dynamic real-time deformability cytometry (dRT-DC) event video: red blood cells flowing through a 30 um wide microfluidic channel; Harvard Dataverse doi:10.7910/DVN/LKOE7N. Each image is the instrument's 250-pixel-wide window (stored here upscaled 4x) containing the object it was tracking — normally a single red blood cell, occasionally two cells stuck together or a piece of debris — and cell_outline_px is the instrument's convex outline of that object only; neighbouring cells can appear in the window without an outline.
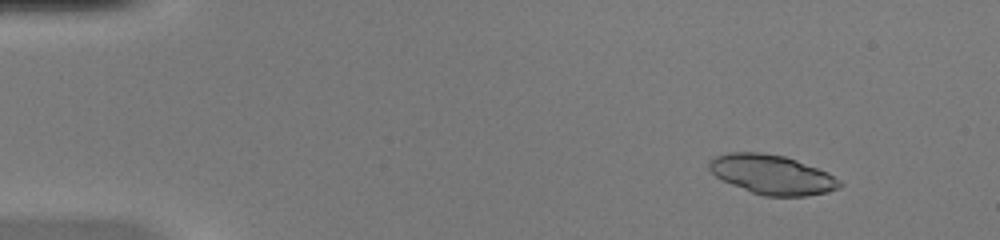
{"species": "common noctule bat (a hibernating species)", "species_latin": "Nyctalus noctula", "temperature_condition": "warm", "stored_images_in_passage": 50, "camera_frame_rate_fps": 3000, "um_per_image_px": 0.085, "animal": {"sex": "female", "body_mass_g": 20.0, "forearm_length_mm": 54.0}, "frame": {"image": 1, "passage_image": 6, "time_ms": 1.667, "image_size_px": [1000, 240], "cell_outline_px": [[844, 184], [840, 188], [828, 192], [804, 196], [764, 196], [752, 192], [732, 184], [716, 176], [708, 168], [708, 160], [716, 156], [728, 152], [760, 152], [784, 156], [796, 160], [828, 172], [840, 180]], "centroid_in_image_um": [65.64, 14.83], "position_along_channel_um": 19.4, "area_um2": 29.94}}